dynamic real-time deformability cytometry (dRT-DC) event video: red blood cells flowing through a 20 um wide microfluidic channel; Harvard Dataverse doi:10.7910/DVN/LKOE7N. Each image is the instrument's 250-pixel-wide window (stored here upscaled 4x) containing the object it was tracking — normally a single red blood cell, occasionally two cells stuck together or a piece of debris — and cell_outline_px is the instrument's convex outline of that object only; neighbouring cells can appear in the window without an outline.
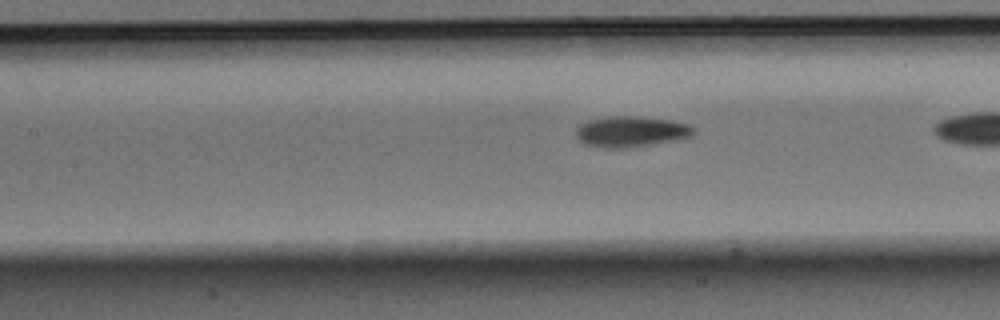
{"species": "Egyptian fruit bat (a non-hibernating species)", "species_latin": "Rousettus aegyptiacus", "temperature_condition": "warm", "stored_images_in_passage": 39, "segment_of_instrument_passage": [2, 2], "camera_frame_rate_fps": 3000, "um_per_image_px": 0.085, "animal": {"sex": "male"}, "frame": {"image": 1, "passage_image": 21, "time_ms": 6.667, "image_size_px": [1000, 320], "cell_outline_px": [[696, 132], [692, 136], [672, 140], [648, 144], [620, 148], [604, 148], [584, 144], [576, 136], [576, 128], [580, 124], [588, 120], [608, 116], [640, 116], [672, 120], [688, 124], [696, 128]], "centroid_in_image_um": [53.63, 11.16], "position_along_channel_um": 153.8, "area_um2": 21.04}}
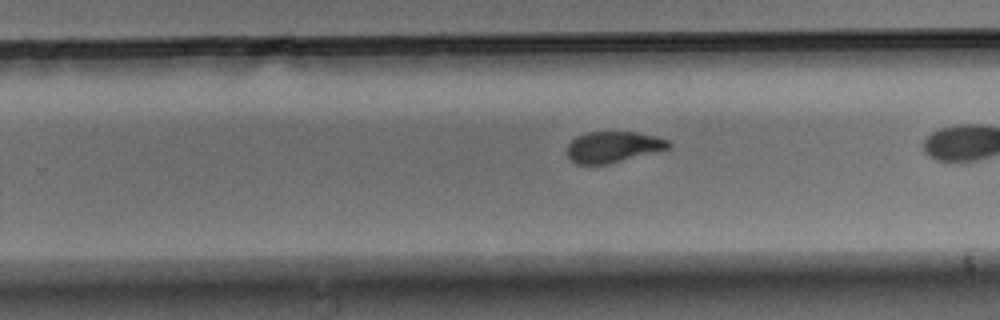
{"frame": {"image": 2, "passage_image": 31, "time_ms": 10.0, "image_size_px": [1000, 320], "cell_outline_px": [[672, 148], [608, 164], [576, 164], [568, 156], [568, 144], [576, 136], [588, 132], [636, 132], [656, 136], [668, 140], [672, 144]], "centroid_in_image_um": [52.16, 12.49], "position_along_channel_um": 277.6, "area_um2": 18.38}}